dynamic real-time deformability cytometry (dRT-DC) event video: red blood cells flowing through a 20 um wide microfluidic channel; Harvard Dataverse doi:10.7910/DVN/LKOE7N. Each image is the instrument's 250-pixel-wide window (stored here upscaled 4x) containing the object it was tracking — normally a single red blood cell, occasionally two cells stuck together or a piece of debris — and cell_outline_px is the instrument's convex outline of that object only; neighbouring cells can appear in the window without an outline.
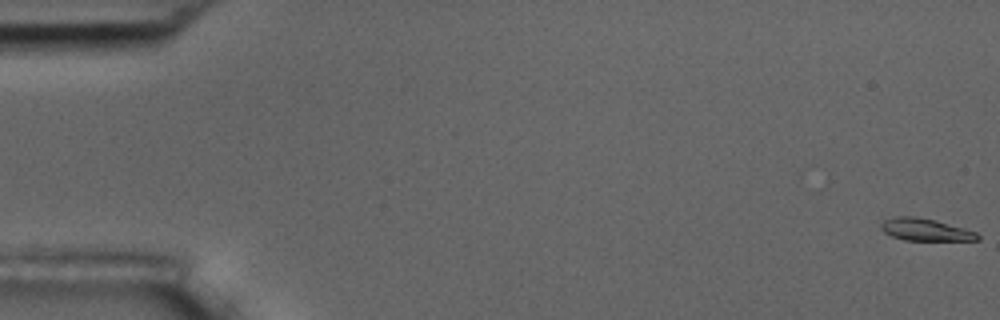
{"species": "common noctule bat (a hibernating species)", "species_latin": "Nyctalus noctula", "temperature_condition": "room temperature", "stored_images_in_passage": 58, "camera_frame_rate_fps": 3000, "um_per_image_px": 0.085, "animal": {"sex": "male", "body_mass_g": 17.5, "forearm_length_mm": 52.3}, "frame": {"image": 1, "passage_image": 1, "time_ms": 0.0, "image_size_px": [1000, 320], "cell_outline_px": [[980, 240], [904, 240], [892, 236], [884, 232], [880, 228], [880, 224], [884, 220], [896, 216], [912, 216], [936, 220], [964, 228], [976, 232], [980, 236]], "centroid_in_image_um": [78.65, 19.52], "position_along_channel_um": 6.4, "area_um2": 12.48}}
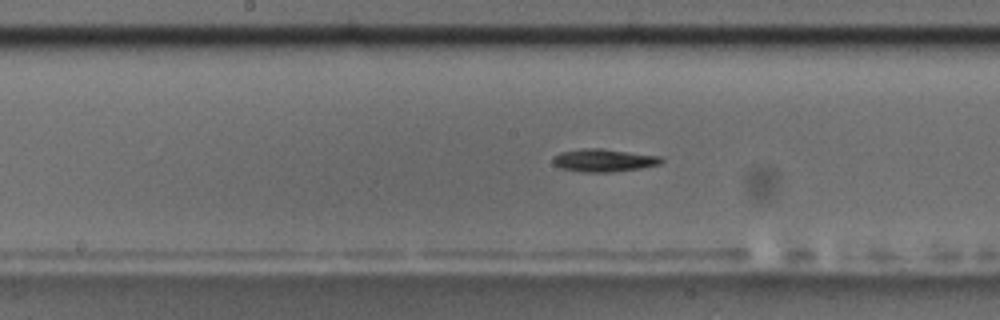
{"frame": {"image": 2, "passage_image": 30, "time_ms": 9.667, "image_size_px": [1000, 320], "cell_outline_px": [[664, 160], [660, 164], [640, 168], [612, 172], [584, 172], [560, 168], [552, 164], [552, 156], [560, 152], [584, 148], [600, 148], [660, 156]], "centroid_in_image_um": [51.27, 13.62], "position_along_channel_um": 196.9, "area_um2": 14.45}}
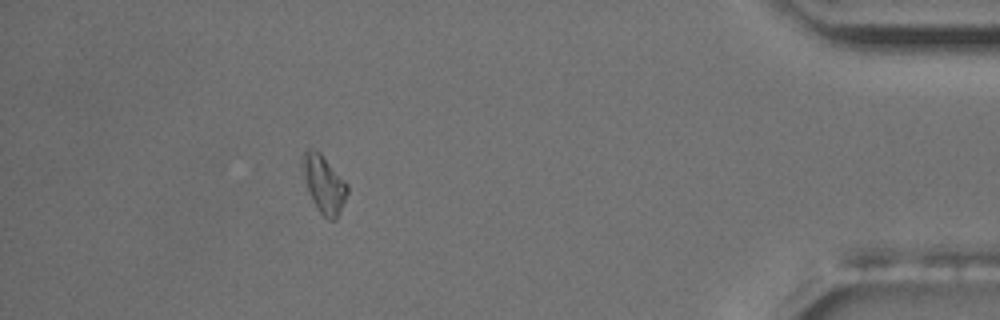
{"frame": {"image": 3, "passage_image": 52, "time_ms": 17.0, "image_size_px": [1000, 320], "cell_outline_px": [[348, 192], [340, 212], [336, 220], [328, 220], [320, 212], [312, 200], [300, 168], [300, 160], [304, 152], [308, 148], [320, 152], [348, 184]], "centroid_in_image_um": [27.51, 15.63], "position_along_channel_um": 407.7, "area_um2": 15.14}, "authors_computed_cell_mechanics": {"area_um2": 13.7853, "velocity_mm_per_s": 3.5706, "shape_relaxation_time_tau1_ms": 3.7961, "shape_relaxation_time_tau2_ms": null, "deformation_change_tau1": 0.1281, "deformation_change_tau2": null}}